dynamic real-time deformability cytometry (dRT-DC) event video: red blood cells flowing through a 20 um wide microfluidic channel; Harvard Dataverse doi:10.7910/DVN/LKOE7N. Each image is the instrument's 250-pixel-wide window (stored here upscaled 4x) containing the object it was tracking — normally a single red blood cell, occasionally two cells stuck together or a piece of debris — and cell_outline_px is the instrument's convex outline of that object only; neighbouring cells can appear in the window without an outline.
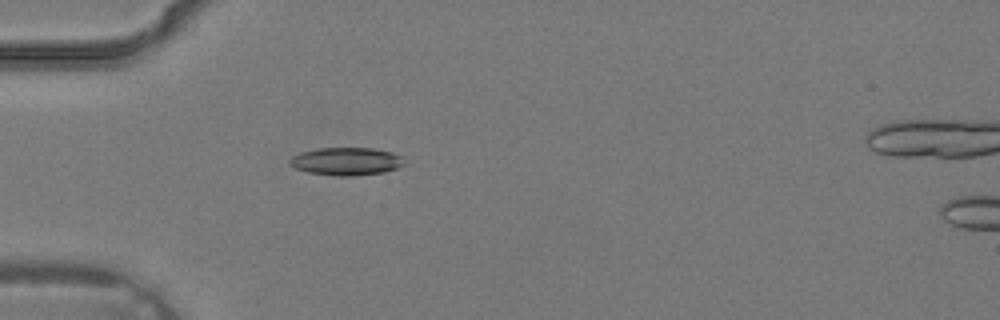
{"species": "common noctule bat (a hibernating species)", "species_latin": "Nyctalus noctula", "temperature_condition": "warm", "stored_images_in_passage": 4, "camera_frame_rate_fps": 3000, "um_per_image_px": 0.085, "animal": {"sex": "male", "body_mass_g": 19.2, "forearm_length_mm": 51.8}, "frame": {"image": 1, "passage_image": 3, "time_ms": 0.667, "image_size_px": [1000, 320], "cell_outline_px": [[404, 164], [396, 168], [384, 172], [344, 176], [336, 176], [308, 172], [296, 168], [288, 164], [288, 160], [292, 156], [300, 152], [316, 148], [372, 148], [392, 152], [404, 156]], "centroid_in_image_um": [29.42, 13.7], "position_along_channel_um": 55.6, "area_um2": 18.61}}